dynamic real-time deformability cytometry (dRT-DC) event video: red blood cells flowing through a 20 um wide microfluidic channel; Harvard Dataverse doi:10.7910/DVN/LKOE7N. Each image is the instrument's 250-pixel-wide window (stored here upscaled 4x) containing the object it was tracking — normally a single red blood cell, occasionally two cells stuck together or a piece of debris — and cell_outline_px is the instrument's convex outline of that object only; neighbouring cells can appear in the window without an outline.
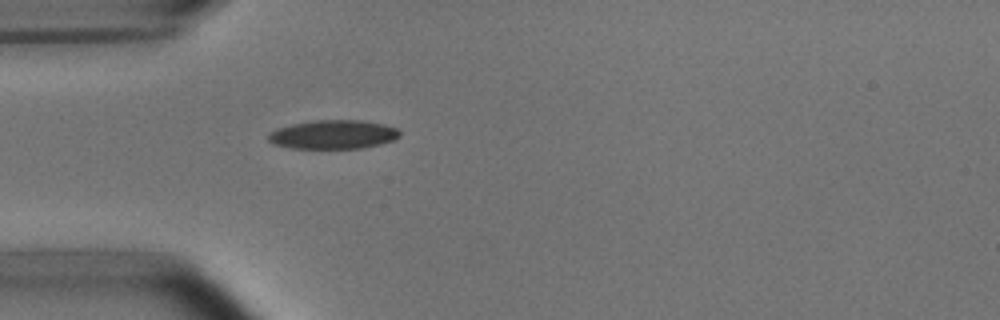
{"species": "common noctule bat (a hibernating species)", "species_latin": "Nyctalus noctula", "temperature_condition": "room temperature", "stored_images_in_passage": 3, "camera_frame_rate_fps": 3000, "um_per_image_px": 0.085, "animal": {"sex": "male", "body_mass_g": 15.6}, "frame": {"image": 1, "passage_image": 3, "time_ms": 2.0, "image_size_px": [1000, 320], "cell_outline_px": [[400, 136], [392, 140], [380, 144], [364, 148], [292, 148], [272, 144], [268, 140], [268, 136], [276, 128], [292, 124], [312, 120], [356, 120], [384, 124], [396, 128], [400, 132]], "centroid_in_image_um": [28.31, 11.43], "position_along_channel_um": 56.7, "area_um2": 22.02}}